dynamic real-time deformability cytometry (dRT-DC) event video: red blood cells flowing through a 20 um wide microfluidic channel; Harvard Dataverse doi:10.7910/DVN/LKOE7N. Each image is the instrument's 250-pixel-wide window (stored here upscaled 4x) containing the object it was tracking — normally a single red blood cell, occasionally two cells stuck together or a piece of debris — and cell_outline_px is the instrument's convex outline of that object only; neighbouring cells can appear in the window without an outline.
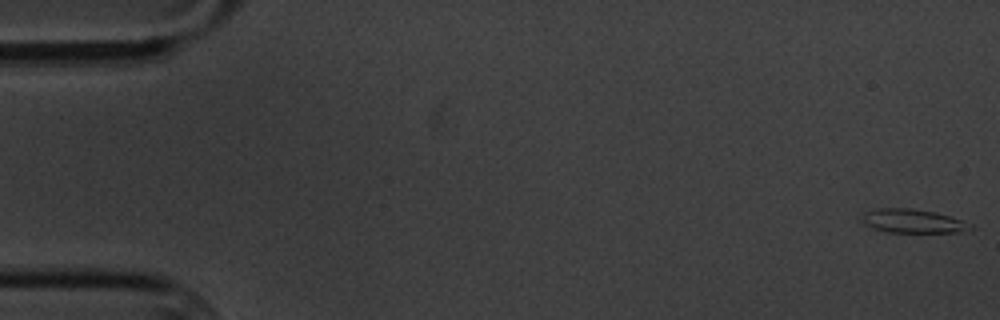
{"species": "common noctule bat (a hibernating species)", "species_latin": "Nyctalus noctula", "temperature_condition": "cold", "stored_images_in_passage": 10, "camera_frame_rate_fps": 3000, "um_per_image_px": 0.085, "animal": {"sex": "male", "body_mass_g": 20.1, "forearm_length_mm": 53.5}, "frame": {"image": 1, "passage_image": 1, "time_ms": 0.0, "image_size_px": [1000, 320], "cell_outline_px": [[972, 228], [960, 232], [884, 232], [872, 228], [864, 224], [864, 212], [876, 208], [912, 208], [936, 212], [972, 224]], "centroid_in_image_um": [77.56, 18.79], "position_along_channel_um": 7.4, "area_um2": 14.91}}
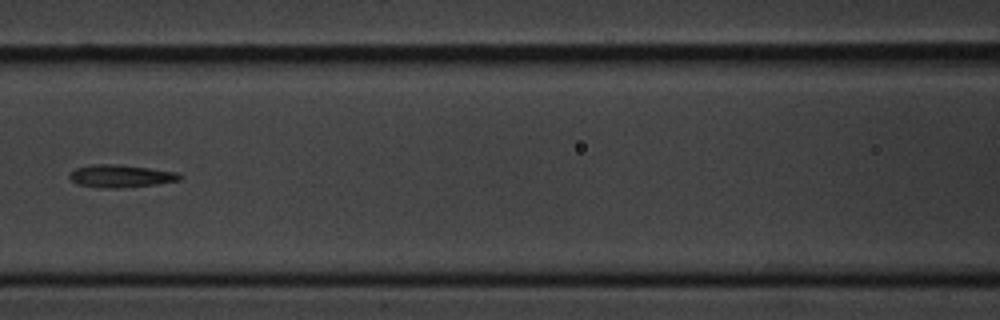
{"frame": {"image": 2, "passage_image": 8, "time_ms": 8.333, "image_size_px": [1000, 320], "cell_outline_px": [[184, 176], [180, 180], [156, 184], [116, 188], [100, 188], [76, 184], [68, 176], [68, 172], [76, 168], [92, 164], [120, 164], [180, 172]], "centroid_in_image_um": [10.27, 14.95], "position_along_channel_um": 156.3, "area_um2": 14.8}}
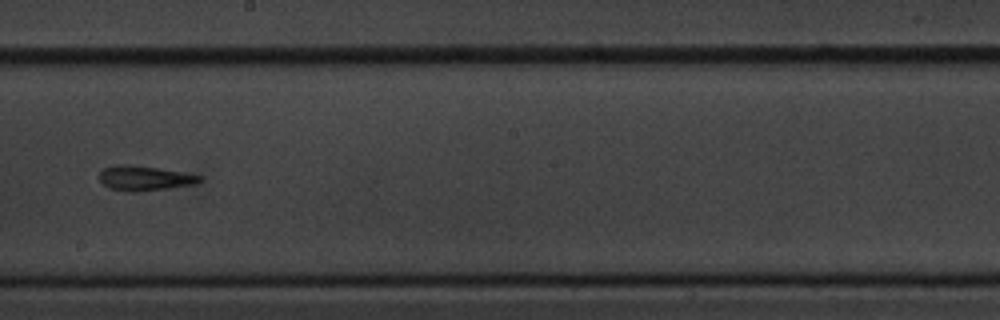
{"frame": {"image": 3, "passage_image": 10, "time_ms": 10.667, "image_size_px": [1000, 320], "cell_outline_px": [[204, 180], [196, 184], [168, 188], [136, 192], [128, 192], [108, 188], [100, 180], [100, 172], [104, 168], [112, 164], [128, 164], [156, 168], [204, 176]], "centroid_in_image_um": [12.29, 15.15], "position_along_channel_um": 235.9, "area_um2": 14.57}}